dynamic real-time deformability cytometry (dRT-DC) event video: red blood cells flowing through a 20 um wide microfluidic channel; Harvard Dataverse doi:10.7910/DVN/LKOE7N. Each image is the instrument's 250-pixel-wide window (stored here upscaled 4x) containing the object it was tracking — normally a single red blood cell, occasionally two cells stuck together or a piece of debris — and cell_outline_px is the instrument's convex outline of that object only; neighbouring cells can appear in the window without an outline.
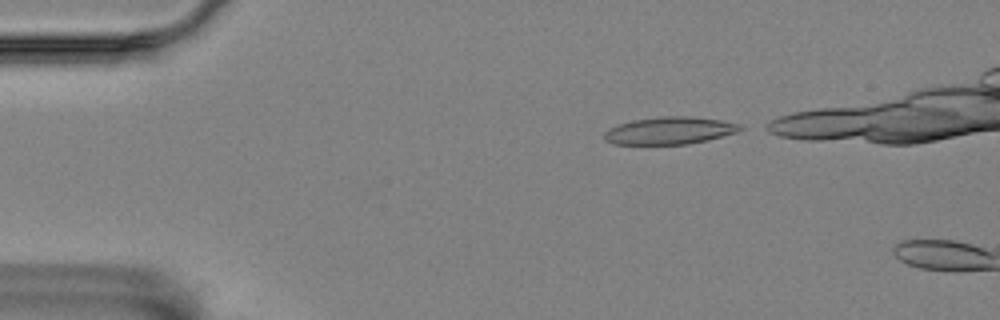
{"species": "Egyptian fruit bat (a non-hibernating species)", "species_latin": "Rousettus aegyptiacus", "temperature_condition": "room temperature", "stored_images_in_passage": 4, "camera_frame_rate_fps": 3000, "um_per_image_px": 0.085, "animal": {"sex": "female"}, "frame": {"image": 1, "passage_image": 2, "time_ms": 0.333, "image_size_px": [1000, 320], "cell_outline_px": [[744, 128], [736, 132], [688, 144], [612, 144], [604, 140], [604, 132], [616, 124], [632, 120], [660, 116], [688, 116], [720, 120], [740, 124]], "centroid_in_image_um": [56.85, 11.09], "position_along_channel_um": 28.1, "area_um2": 21.56}}